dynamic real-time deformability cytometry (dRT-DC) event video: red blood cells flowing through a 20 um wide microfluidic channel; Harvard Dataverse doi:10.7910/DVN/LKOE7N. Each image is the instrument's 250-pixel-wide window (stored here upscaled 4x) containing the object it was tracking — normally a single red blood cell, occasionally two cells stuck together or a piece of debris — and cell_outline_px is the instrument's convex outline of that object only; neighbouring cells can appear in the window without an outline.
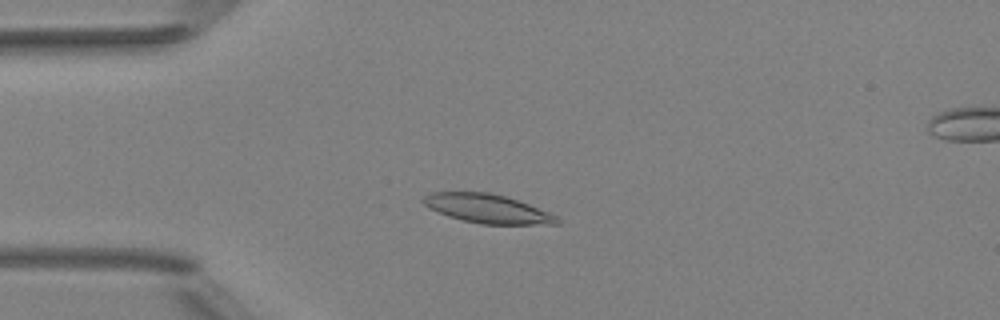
{"species": "Egyptian fruit bat (a non-hibernating species)", "species_latin": "Rousettus aegyptiacus", "temperature_condition": "room temperature", "stored_images_in_passage": 6, "camera_frame_rate_fps": 3000, "um_per_image_px": 0.085, "animal": {"sex": "female"}, "frame": {"image": 1, "passage_image": 4, "time_ms": 3.333, "image_size_px": [1000, 320], "cell_outline_px": [[560, 224], [480, 224], [448, 216], [428, 208], [420, 200], [424, 196], [432, 192], [488, 192], [504, 196], [528, 204], [548, 212], [556, 216], [560, 220]], "centroid_in_image_um": [41.39, 17.73], "position_along_channel_um": 43.6, "area_um2": 22.31}}
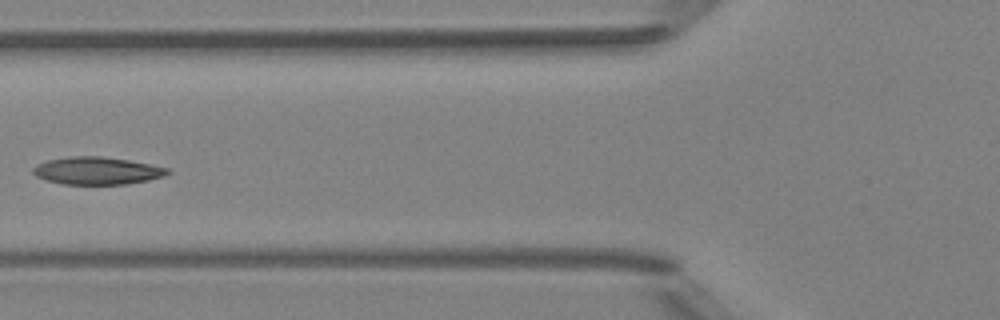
{"frame": {"image": 2, "passage_image": 6, "time_ms": 5.667, "image_size_px": [1000, 320], "cell_outline_px": [[172, 172], [164, 176], [148, 180], [128, 184], [60, 184], [36, 176], [32, 172], [32, 168], [36, 164], [48, 160], [72, 156], [100, 156], [128, 160], [168, 168]], "centroid_in_image_um": [8.24, 14.51], "position_along_channel_um": 117.6, "area_um2": 21.5}}